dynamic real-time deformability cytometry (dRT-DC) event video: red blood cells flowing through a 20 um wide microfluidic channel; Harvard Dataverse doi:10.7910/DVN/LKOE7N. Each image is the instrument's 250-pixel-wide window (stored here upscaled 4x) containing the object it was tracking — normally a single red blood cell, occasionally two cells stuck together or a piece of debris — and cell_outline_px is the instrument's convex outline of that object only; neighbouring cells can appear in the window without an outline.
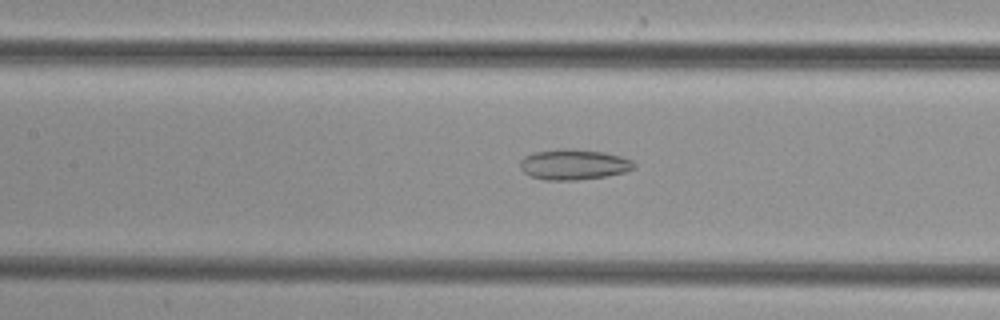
{"species": "common noctule bat (a hibernating species)", "species_latin": "Nyctalus noctula", "temperature_condition": "cold", "stored_images_in_passage": 50, "camera_frame_rate_fps": 3000, "um_per_image_px": 0.085, "animal": {"sex": "female", "body_mass_g": 29.2, "forearm_length_mm": 56.3}, "frame": {"image": 1, "passage_image": 22, "time_ms": 7.0, "image_size_px": [1000, 320], "cell_outline_px": [[636, 168], [624, 172], [604, 176], [576, 180], [544, 180], [528, 176], [520, 168], [520, 160], [524, 156], [532, 152], [560, 148], [568, 148], [604, 152], [620, 156], [632, 160], [636, 164]], "centroid_in_image_um": [48.73, 13.97], "position_along_channel_um": 158.7, "area_um2": 20.46}}
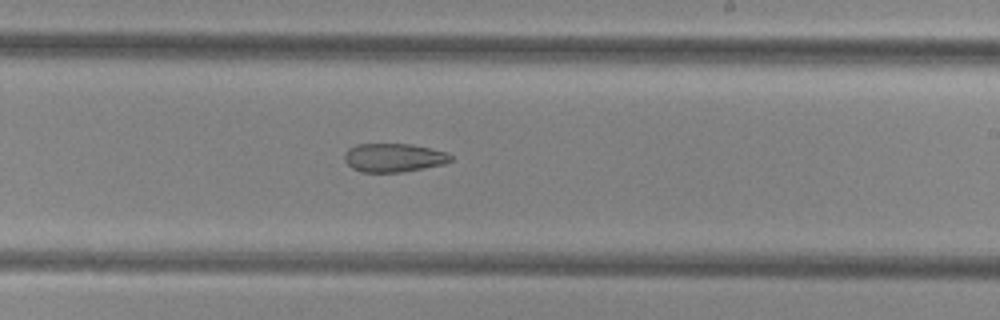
{"frame": {"image": 2, "passage_image": 29, "time_ms": 9.333, "image_size_px": [1000, 320], "cell_outline_px": [[452, 160], [444, 164], [424, 168], [400, 172], [360, 172], [352, 168], [344, 160], [344, 156], [348, 148], [356, 144], [412, 144], [444, 152], [452, 156]], "centroid_in_image_um": [33.43, 13.4], "position_along_channel_um": 255.6, "area_um2": 17.63}}
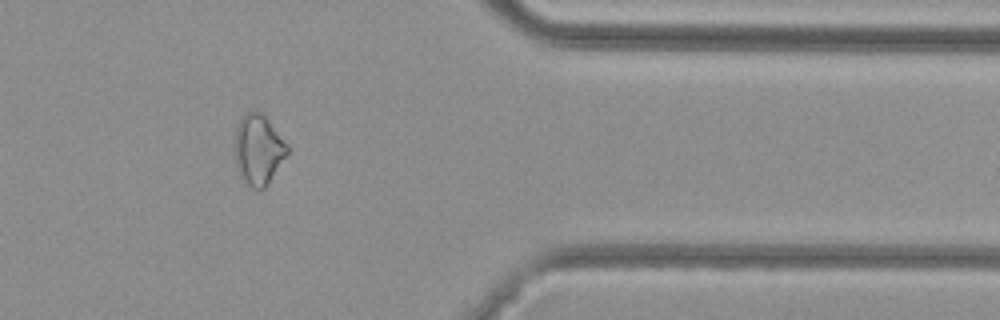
{"frame": {"image": 3, "passage_image": 40, "time_ms": 13.0, "image_size_px": [1000, 320], "cell_outline_px": [[288, 152], [264, 188], [252, 188], [240, 176], [236, 168], [236, 128], [244, 112], [260, 112], [268, 120], [288, 144]], "centroid_in_image_um": [21.95, 12.7], "position_along_channel_um": 389.4, "area_um2": 20.87}}